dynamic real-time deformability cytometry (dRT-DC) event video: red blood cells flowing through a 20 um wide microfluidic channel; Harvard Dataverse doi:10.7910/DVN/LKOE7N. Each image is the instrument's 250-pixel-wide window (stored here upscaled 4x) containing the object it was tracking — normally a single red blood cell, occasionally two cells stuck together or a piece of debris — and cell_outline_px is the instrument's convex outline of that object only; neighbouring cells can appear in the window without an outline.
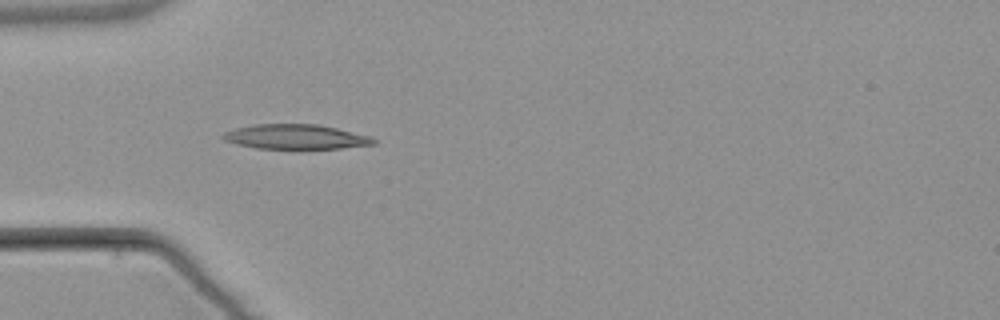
{"species": "common noctule bat (a hibernating species)", "species_latin": "Nyctalus noctula", "temperature_condition": "warm", "stored_images_in_passage": 4, "camera_frame_rate_fps": 3000, "um_per_image_px": 0.085, "animal": {"sex": "male", "body_mass_g": 21.5, "forearm_length_mm": 52.0}, "frame": {"image": 1, "passage_image": 3, "time_ms": 3.333, "image_size_px": [1000, 320], "cell_outline_px": [[376, 144], [340, 148], [256, 148], [236, 144], [224, 140], [220, 136], [224, 132], [236, 128], [252, 124], [316, 124], [336, 128], [372, 136], [376, 140]], "centroid_in_image_um": [25.12, 11.62], "position_along_channel_um": 59.9, "area_um2": 21.62}}
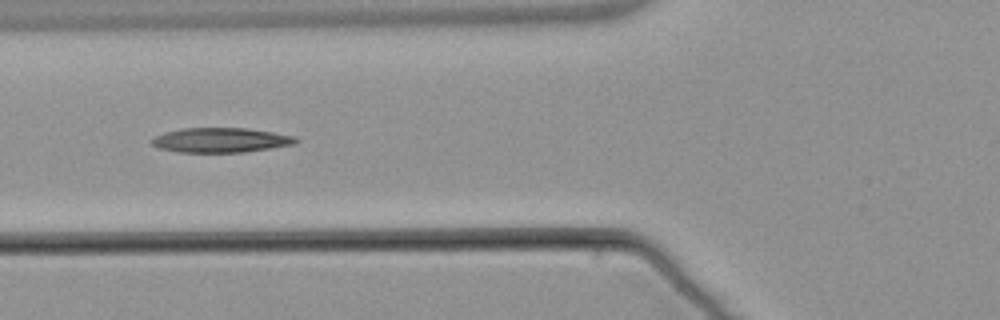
{"frame": {"image": 2, "passage_image": 4, "time_ms": 4.667, "image_size_px": [1000, 320], "cell_outline_px": [[300, 140], [296, 144], [244, 152], [180, 152], [160, 148], [152, 144], [148, 140], [164, 132], [180, 128], [248, 128], [296, 136]], "centroid_in_image_um": [18.78, 11.9], "position_along_channel_um": 107.0, "area_um2": 20.81}}